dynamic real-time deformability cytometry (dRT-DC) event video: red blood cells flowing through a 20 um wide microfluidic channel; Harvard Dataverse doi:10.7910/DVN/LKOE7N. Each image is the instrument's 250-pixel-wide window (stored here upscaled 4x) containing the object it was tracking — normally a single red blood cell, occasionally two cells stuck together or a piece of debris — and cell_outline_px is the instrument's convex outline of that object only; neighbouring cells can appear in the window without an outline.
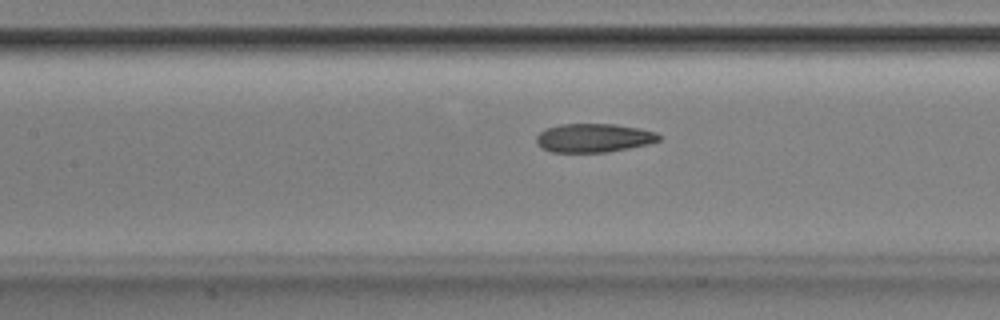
{"species": "Egyptian fruit bat (a non-hibernating species)", "species_latin": "Rousettus aegyptiacus", "temperature_condition": "room temperature", "stored_images_in_passage": 40, "camera_frame_rate_fps": 3000, "um_per_image_px": 0.085, "animal": {"sex": "male"}, "frame": {"image": 1, "passage_image": 12, "time_ms": 3.667, "image_size_px": [1000, 320], "cell_outline_px": [[660, 140], [648, 144], [608, 152], [552, 152], [540, 148], [536, 144], [536, 136], [540, 132], [548, 128], [560, 124], [616, 124], [640, 128], [656, 132], [660, 136]], "centroid_in_image_um": [50.45, 11.72], "position_along_channel_um": 156.9, "area_um2": 20.58}}
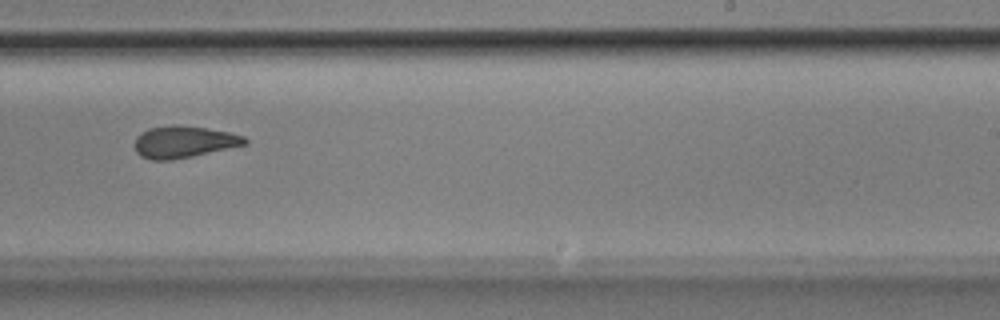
{"frame": {"image": 2, "passage_image": 21, "time_ms": 6.667, "image_size_px": [1000, 320], "cell_outline_px": [[248, 144], [192, 156], [172, 160], [152, 160], [140, 156], [136, 152], [136, 136], [140, 132], [148, 128], [172, 124], [176, 124], [208, 128], [228, 132], [244, 136], [248, 140]], "centroid_in_image_um": [15.61, 12.05], "position_along_channel_um": 273.4, "area_um2": 20.58}}
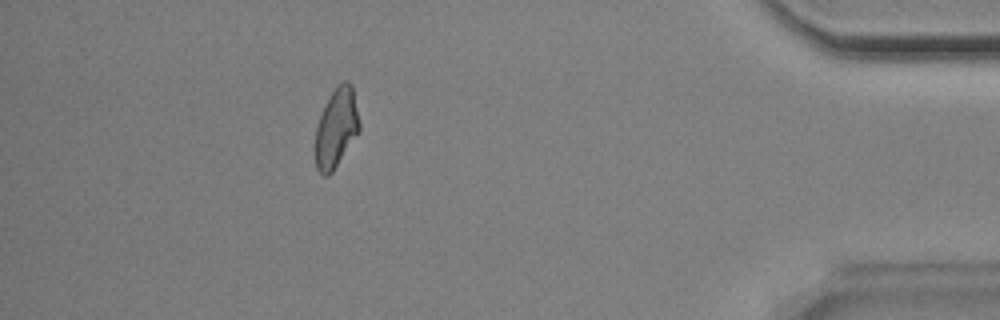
{"frame": {"image": 3, "passage_image": 35, "time_ms": 11.333, "image_size_px": [1000, 320], "cell_outline_px": [[360, 132], [332, 172], [328, 176], [324, 176], [316, 168], [312, 148], [316, 124], [336, 84], [344, 80], [348, 80], [352, 84], [360, 124]], "centroid_in_image_um": [28.55, 10.91], "position_along_channel_um": 406.6, "area_um2": 20.98}, "authors_computed_cell_mechanics": {"area_um2": 20.808, "velocity_mm_per_s": 3.9005, "shape_relaxation_time_tau1_ms": 4.5588, "shape_relaxation_time_tau2_ms": 3.0444, "deformation_change_tau1": 0.1706, "deformation_change_tau2": 0.12}}